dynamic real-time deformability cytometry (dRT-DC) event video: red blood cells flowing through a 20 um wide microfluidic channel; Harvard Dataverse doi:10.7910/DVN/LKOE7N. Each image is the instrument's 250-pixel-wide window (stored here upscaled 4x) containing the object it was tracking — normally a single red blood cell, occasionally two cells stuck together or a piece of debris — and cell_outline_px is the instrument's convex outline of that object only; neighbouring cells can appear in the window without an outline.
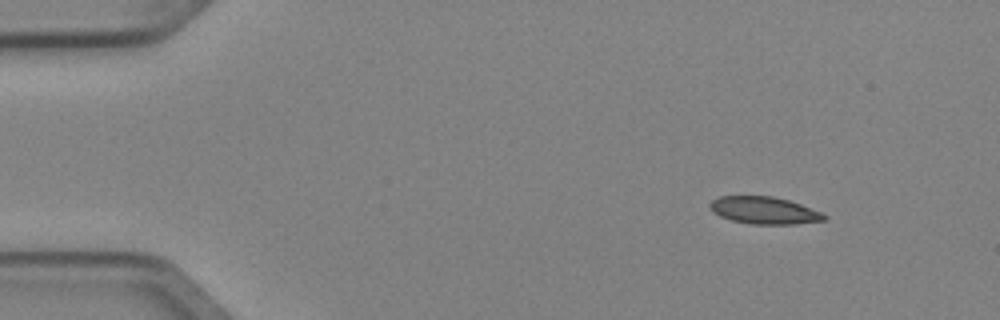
{"species": "Egyptian fruit bat (a non-hibernating species)", "species_latin": "Rousettus aegyptiacus", "temperature_condition": "cold", "stored_images_in_passage": 4, "camera_frame_rate_fps": 3000, "um_per_image_px": 0.085, "animal": {"sex": "female"}, "frame": {"image": 1, "passage_image": 1, "time_ms": 0.0, "image_size_px": [1000, 320], "cell_outline_px": [[828, 220], [792, 224], [752, 224], [732, 220], [720, 216], [712, 212], [708, 204], [712, 200], [720, 196], [772, 196], [788, 200], [800, 204], [820, 212], [828, 216]], "centroid_in_image_um": [64.94, 17.88], "position_along_channel_um": 20.1, "area_um2": 18.09}}
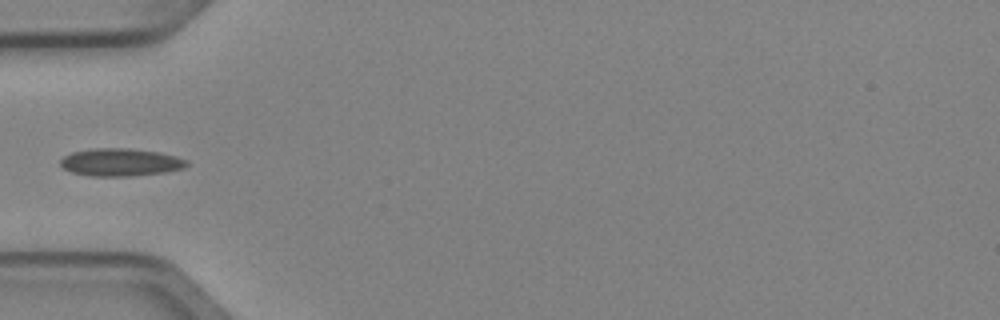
{"frame": {"image": 2, "passage_image": 4, "time_ms": 1.0, "image_size_px": [1000, 320], "cell_outline_px": [[188, 164], [184, 168], [168, 172], [128, 176], [88, 176], [72, 172], [64, 168], [60, 164], [60, 160], [64, 156], [72, 152], [92, 148], [128, 148], [160, 152], [188, 160]], "centroid_in_image_um": [10.25, 13.79], "position_along_channel_um": 74.8, "area_um2": 20.46}}